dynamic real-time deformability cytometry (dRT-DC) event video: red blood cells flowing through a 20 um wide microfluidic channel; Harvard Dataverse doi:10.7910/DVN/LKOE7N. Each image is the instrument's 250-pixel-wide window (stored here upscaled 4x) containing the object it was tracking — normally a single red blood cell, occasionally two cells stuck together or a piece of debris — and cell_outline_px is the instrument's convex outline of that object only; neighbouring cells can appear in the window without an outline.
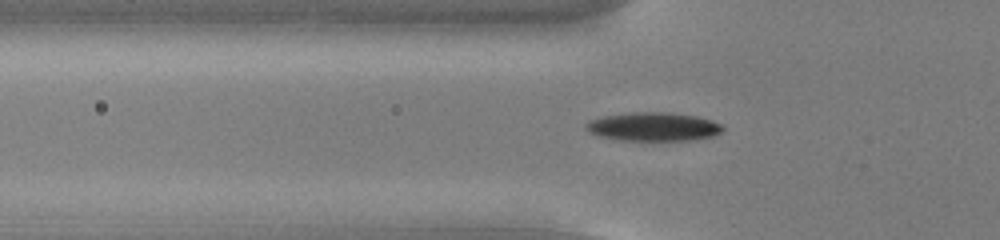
{"species": "common noctule bat (a hibernating species)", "species_latin": "Nyctalus noctula", "temperature_condition": "cold", "stored_images_in_passage": 41, "camera_frame_rate_fps": 3000, "um_per_image_px": 0.085, "animal": {"sex": "male", "body_mass_g": 13.0, "forearm_length_mm": 53.1}, "frame": {"image": 1, "passage_image": 5, "time_ms": 1.333, "image_size_px": [1000, 240], "cell_outline_px": [[724, 128], [716, 136], [692, 140], [616, 140], [600, 136], [588, 132], [584, 128], [584, 124], [592, 120], [604, 116], [632, 112], [672, 112], [696, 116], [712, 120], [720, 124]], "centroid_in_image_um": [55.54, 10.77], "position_along_channel_um": 70.3, "area_um2": 22.95}}
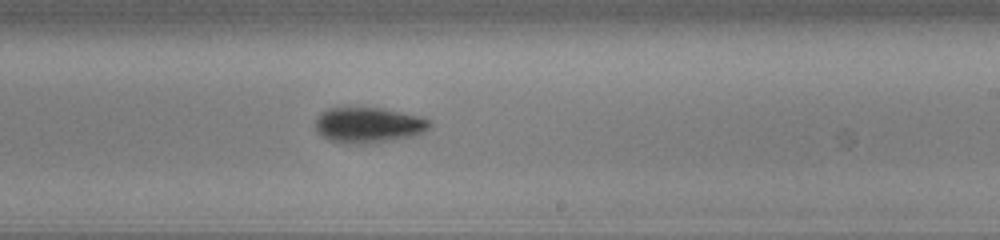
{"frame": {"image": 2, "passage_image": 20, "time_ms": 6.333, "image_size_px": [1000, 240], "cell_outline_px": [[432, 128], [424, 132], [412, 136], [364, 144], [344, 144], [328, 140], [320, 136], [316, 132], [316, 120], [320, 112], [328, 108], [384, 108], [420, 116], [432, 120]], "centroid_in_image_um": [31.32, 10.63], "position_along_channel_um": 257.7, "area_um2": 23.99}}
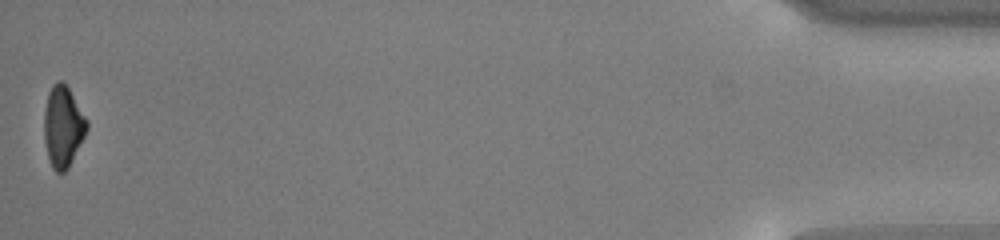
{"frame": {"image": 3, "passage_image": 41, "time_ms": 13.333, "image_size_px": [1000, 240], "cell_outline_px": [[88, 128], [68, 168], [64, 172], [56, 172], [52, 168], [48, 160], [44, 140], [44, 112], [48, 92], [52, 84], [56, 80], [60, 80], [68, 88], [88, 120]], "centroid_in_image_um": [5.33, 10.76], "position_along_channel_um": 429.9, "area_um2": 20.17}, "authors_computed_cell_mechanics": {"area_um2": 22.1374, "velocity_mm_per_s": 3.7654, "shape_relaxation_time_tau1_ms": 2.5779, "shape_relaxation_time_tau2_ms": null, "deformation_change_tau1": 0.1186, "deformation_change_tau2": null}}